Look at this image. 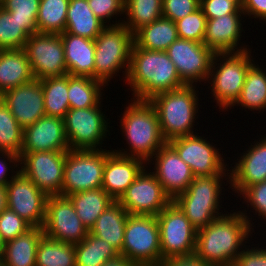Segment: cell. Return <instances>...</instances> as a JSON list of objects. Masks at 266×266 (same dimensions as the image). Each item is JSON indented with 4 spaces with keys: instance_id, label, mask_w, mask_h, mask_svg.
<instances>
[{
    "instance_id": "46",
    "label": "cell",
    "mask_w": 266,
    "mask_h": 266,
    "mask_svg": "<svg viewBox=\"0 0 266 266\" xmlns=\"http://www.w3.org/2000/svg\"><path fill=\"white\" fill-rule=\"evenodd\" d=\"M200 8L207 19L232 13H244L242 6L235 0H200Z\"/></svg>"
},
{
    "instance_id": "11",
    "label": "cell",
    "mask_w": 266,
    "mask_h": 266,
    "mask_svg": "<svg viewBox=\"0 0 266 266\" xmlns=\"http://www.w3.org/2000/svg\"><path fill=\"white\" fill-rule=\"evenodd\" d=\"M23 50L30 62L34 79L68 74L61 34L34 33L27 39Z\"/></svg>"
},
{
    "instance_id": "17",
    "label": "cell",
    "mask_w": 266,
    "mask_h": 266,
    "mask_svg": "<svg viewBox=\"0 0 266 266\" xmlns=\"http://www.w3.org/2000/svg\"><path fill=\"white\" fill-rule=\"evenodd\" d=\"M8 208L32 227H43L48 195L21 171L6 185Z\"/></svg>"
},
{
    "instance_id": "19",
    "label": "cell",
    "mask_w": 266,
    "mask_h": 266,
    "mask_svg": "<svg viewBox=\"0 0 266 266\" xmlns=\"http://www.w3.org/2000/svg\"><path fill=\"white\" fill-rule=\"evenodd\" d=\"M0 99L23 129L46 115L43 88L38 79L4 92Z\"/></svg>"
},
{
    "instance_id": "22",
    "label": "cell",
    "mask_w": 266,
    "mask_h": 266,
    "mask_svg": "<svg viewBox=\"0 0 266 266\" xmlns=\"http://www.w3.org/2000/svg\"><path fill=\"white\" fill-rule=\"evenodd\" d=\"M250 146L229 172L234 193L241 194L247 187L266 180V136Z\"/></svg>"
},
{
    "instance_id": "30",
    "label": "cell",
    "mask_w": 266,
    "mask_h": 266,
    "mask_svg": "<svg viewBox=\"0 0 266 266\" xmlns=\"http://www.w3.org/2000/svg\"><path fill=\"white\" fill-rule=\"evenodd\" d=\"M178 38L176 23L161 17L139 29L134 34V43L147 50L166 51Z\"/></svg>"
},
{
    "instance_id": "29",
    "label": "cell",
    "mask_w": 266,
    "mask_h": 266,
    "mask_svg": "<svg viewBox=\"0 0 266 266\" xmlns=\"http://www.w3.org/2000/svg\"><path fill=\"white\" fill-rule=\"evenodd\" d=\"M67 197L88 231L94 226L99 215L115 201L103 188L80 191Z\"/></svg>"
},
{
    "instance_id": "12",
    "label": "cell",
    "mask_w": 266,
    "mask_h": 266,
    "mask_svg": "<svg viewBox=\"0 0 266 266\" xmlns=\"http://www.w3.org/2000/svg\"><path fill=\"white\" fill-rule=\"evenodd\" d=\"M167 143L191 168L195 177L227 175L230 178L228 175L230 170L226 168L227 164L221 153L219 154V148L217 149L204 137L193 134L171 139Z\"/></svg>"
},
{
    "instance_id": "56",
    "label": "cell",
    "mask_w": 266,
    "mask_h": 266,
    "mask_svg": "<svg viewBox=\"0 0 266 266\" xmlns=\"http://www.w3.org/2000/svg\"><path fill=\"white\" fill-rule=\"evenodd\" d=\"M236 2H238L241 6L243 5L244 3V0H235Z\"/></svg>"
},
{
    "instance_id": "5",
    "label": "cell",
    "mask_w": 266,
    "mask_h": 266,
    "mask_svg": "<svg viewBox=\"0 0 266 266\" xmlns=\"http://www.w3.org/2000/svg\"><path fill=\"white\" fill-rule=\"evenodd\" d=\"M120 21L108 23L94 40V79L101 81L105 86L114 75L116 76L119 69L125 68V81L129 71L134 35Z\"/></svg>"
},
{
    "instance_id": "15",
    "label": "cell",
    "mask_w": 266,
    "mask_h": 266,
    "mask_svg": "<svg viewBox=\"0 0 266 266\" xmlns=\"http://www.w3.org/2000/svg\"><path fill=\"white\" fill-rule=\"evenodd\" d=\"M166 52L185 85L208 80L215 53L204 43L178 38Z\"/></svg>"
},
{
    "instance_id": "41",
    "label": "cell",
    "mask_w": 266,
    "mask_h": 266,
    "mask_svg": "<svg viewBox=\"0 0 266 266\" xmlns=\"http://www.w3.org/2000/svg\"><path fill=\"white\" fill-rule=\"evenodd\" d=\"M29 34L0 6V50L23 49Z\"/></svg>"
},
{
    "instance_id": "57",
    "label": "cell",
    "mask_w": 266,
    "mask_h": 266,
    "mask_svg": "<svg viewBox=\"0 0 266 266\" xmlns=\"http://www.w3.org/2000/svg\"><path fill=\"white\" fill-rule=\"evenodd\" d=\"M0 266H4V264H3V261H2V259H1V257H0Z\"/></svg>"
},
{
    "instance_id": "20",
    "label": "cell",
    "mask_w": 266,
    "mask_h": 266,
    "mask_svg": "<svg viewBox=\"0 0 266 266\" xmlns=\"http://www.w3.org/2000/svg\"><path fill=\"white\" fill-rule=\"evenodd\" d=\"M69 150L62 118L45 115L23 129L21 152Z\"/></svg>"
},
{
    "instance_id": "9",
    "label": "cell",
    "mask_w": 266,
    "mask_h": 266,
    "mask_svg": "<svg viewBox=\"0 0 266 266\" xmlns=\"http://www.w3.org/2000/svg\"><path fill=\"white\" fill-rule=\"evenodd\" d=\"M100 106L101 101L91 108L67 111L63 121L70 150H102L98 146L103 144L110 126Z\"/></svg>"
},
{
    "instance_id": "53",
    "label": "cell",
    "mask_w": 266,
    "mask_h": 266,
    "mask_svg": "<svg viewBox=\"0 0 266 266\" xmlns=\"http://www.w3.org/2000/svg\"><path fill=\"white\" fill-rule=\"evenodd\" d=\"M102 266H133L126 258L119 256L117 259L108 261Z\"/></svg>"
},
{
    "instance_id": "14",
    "label": "cell",
    "mask_w": 266,
    "mask_h": 266,
    "mask_svg": "<svg viewBox=\"0 0 266 266\" xmlns=\"http://www.w3.org/2000/svg\"><path fill=\"white\" fill-rule=\"evenodd\" d=\"M89 231L78 217L67 196L48 195L43 234L65 243L81 242Z\"/></svg>"
},
{
    "instance_id": "18",
    "label": "cell",
    "mask_w": 266,
    "mask_h": 266,
    "mask_svg": "<svg viewBox=\"0 0 266 266\" xmlns=\"http://www.w3.org/2000/svg\"><path fill=\"white\" fill-rule=\"evenodd\" d=\"M152 159L153 165L155 164L153 173L172 200L185 192L195 178L191 168L168 143L162 146Z\"/></svg>"
},
{
    "instance_id": "43",
    "label": "cell",
    "mask_w": 266,
    "mask_h": 266,
    "mask_svg": "<svg viewBox=\"0 0 266 266\" xmlns=\"http://www.w3.org/2000/svg\"><path fill=\"white\" fill-rule=\"evenodd\" d=\"M180 39L204 43L207 18L201 8L175 22Z\"/></svg>"
},
{
    "instance_id": "47",
    "label": "cell",
    "mask_w": 266,
    "mask_h": 266,
    "mask_svg": "<svg viewBox=\"0 0 266 266\" xmlns=\"http://www.w3.org/2000/svg\"><path fill=\"white\" fill-rule=\"evenodd\" d=\"M87 2L94 15L105 24L110 22L114 15L125 13V0H87Z\"/></svg>"
},
{
    "instance_id": "52",
    "label": "cell",
    "mask_w": 266,
    "mask_h": 266,
    "mask_svg": "<svg viewBox=\"0 0 266 266\" xmlns=\"http://www.w3.org/2000/svg\"><path fill=\"white\" fill-rule=\"evenodd\" d=\"M244 16L259 18L266 22V0H244L242 5Z\"/></svg>"
},
{
    "instance_id": "42",
    "label": "cell",
    "mask_w": 266,
    "mask_h": 266,
    "mask_svg": "<svg viewBox=\"0 0 266 266\" xmlns=\"http://www.w3.org/2000/svg\"><path fill=\"white\" fill-rule=\"evenodd\" d=\"M189 219L191 225L199 230L206 227L213 220L224 215L219 212L220 204L175 203ZM220 206V207H219ZM222 213V214H221Z\"/></svg>"
},
{
    "instance_id": "16",
    "label": "cell",
    "mask_w": 266,
    "mask_h": 266,
    "mask_svg": "<svg viewBox=\"0 0 266 266\" xmlns=\"http://www.w3.org/2000/svg\"><path fill=\"white\" fill-rule=\"evenodd\" d=\"M144 168L118 202L130 215L157 216L172 199L165 193L153 172Z\"/></svg>"
},
{
    "instance_id": "45",
    "label": "cell",
    "mask_w": 266,
    "mask_h": 266,
    "mask_svg": "<svg viewBox=\"0 0 266 266\" xmlns=\"http://www.w3.org/2000/svg\"><path fill=\"white\" fill-rule=\"evenodd\" d=\"M200 8V0H162L164 18L174 22L183 19Z\"/></svg>"
},
{
    "instance_id": "49",
    "label": "cell",
    "mask_w": 266,
    "mask_h": 266,
    "mask_svg": "<svg viewBox=\"0 0 266 266\" xmlns=\"http://www.w3.org/2000/svg\"><path fill=\"white\" fill-rule=\"evenodd\" d=\"M263 248L264 246L262 248L243 249L233 266H266V249Z\"/></svg>"
},
{
    "instance_id": "4",
    "label": "cell",
    "mask_w": 266,
    "mask_h": 266,
    "mask_svg": "<svg viewBox=\"0 0 266 266\" xmlns=\"http://www.w3.org/2000/svg\"><path fill=\"white\" fill-rule=\"evenodd\" d=\"M195 88V84L185 85L159 93L149 100L155 108L162 136L167 142L177 137L194 134L193 124L199 109Z\"/></svg>"
},
{
    "instance_id": "28",
    "label": "cell",
    "mask_w": 266,
    "mask_h": 266,
    "mask_svg": "<svg viewBox=\"0 0 266 266\" xmlns=\"http://www.w3.org/2000/svg\"><path fill=\"white\" fill-rule=\"evenodd\" d=\"M106 26L94 15L87 0H69L66 28L63 33H71L95 40Z\"/></svg>"
},
{
    "instance_id": "51",
    "label": "cell",
    "mask_w": 266,
    "mask_h": 266,
    "mask_svg": "<svg viewBox=\"0 0 266 266\" xmlns=\"http://www.w3.org/2000/svg\"><path fill=\"white\" fill-rule=\"evenodd\" d=\"M160 266H214L203 261L195 253L190 255L172 256L162 260Z\"/></svg>"
},
{
    "instance_id": "13",
    "label": "cell",
    "mask_w": 266,
    "mask_h": 266,
    "mask_svg": "<svg viewBox=\"0 0 266 266\" xmlns=\"http://www.w3.org/2000/svg\"><path fill=\"white\" fill-rule=\"evenodd\" d=\"M67 151L21 152L20 171L47 195H61Z\"/></svg>"
},
{
    "instance_id": "27",
    "label": "cell",
    "mask_w": 266,
    "mask_h": 266,
    "mask_svg": "<svg viewBox=\"0 0 266 266\" xmlns=\"http://www.w3.org/2000/svg\"><path fill=\"white\" fill-rule=\"evenodd\" d=\"M128 216L129 214L125 208L118 201H114L99 215L89 233L106 240L120 253Z\"/></svg>"
},
{
    "instance_id": "38",
    "label": "cell",
    "mask_w": 266,
    "mask_h": 266,
    "mask_svg": "<svg viewBox=\"0 0 266 266\" xmlns=\"http://www.w3.org/2000/svg\"><path fill=\"white\" fill-rule=\"evenodd\" d=\"M69 0H40L37 15L39 33L62 34L66 28Z\"/></svg>"
},
{
    "instance_id": "34",
    "label": "cell",
    "mask_w": 266,
    "mask_h": 266,
    "mask_svg": "<svg viewBox=\"0 0 266 266\" xmlns=\"http://www.w3.org/2000/svg\"><path fill=\"white\" fill-rule=\"evenodd\" d=\"M105 85L87 76H71L68 74V100L70 109L91 108L102 99ZM102 88V89H101Z\"/></svg>"
},
{
    "instance_id": "35",
    "label": "cell",
    "mask_w": 266,
    "mask_h": 266,
    "mask_svg": "<svg viewBox=\"0 0 266 266\" xmlns=\"http://www.w3.org/2000/svg\"><path fill=\"white\" fill-rule=\"evenodd\" d=\"M36 266H76L75 244L43 235L36 250Z\"/></svg>"
},
{
    "instance_id": "1",
    "label": "cell",
    "mask_w": 266,
    "mask_h": 266,
    "mask_svg": "<svg viewBox=\"0 0 266 266\" xmlns=\"http://www.w3.org/2000/svg\"><path fill=\"white\" fill-rule=\"evenodd\" d=\"M238 212L224 214L197 230L195 254L203 261L214 266H231L241 253V246L246 248L245 240L254 229L247 213Z\"/></svg>"
},
{
    "instance_id": "21",
    "label": "cell",
    "mask_w": 266,
    "mask_h": 266,
    "mask_svg": "<svg viewBox=\"0 0 266 266\" xmlns=\"http://www.w3.org/2000/svg\"><path fill=\"white\" fill-rule=\"evenodd\" d=\"M146 164L140 158L121 156L113 150L105 161L102 188L118 201Z\"/></svg>"
},
{
    "instance_id": "8",
    "label": "cell",
    "mask_w": 266,
    "mask_h": 266,
    "mask_svg": "<svg viewBox=\"0 0 266 266\" xmlns=\"http://www.w3.org/2000/svg\"><path fill=\"white\" fill-rule=\"evenodd\" d=\"M113 150H69L66 154L61 196L102 188L106 158Z\"/></svg>"
},
{
    "instance_id": "25",
    "label": "cell",
    "mask_w": 266,
    "mask_h": 266,
    "mask_svg": "<svg viewBox=\"0 0 266 266\" xmlns=\"http://www.w3.org/2000/svg\"><path fill=\"white\" fill-rule=\"evenodd\" d=\"M33 80L30 62L23 49L0 50V96Z\"/></svg>"
},
{
    "instance_id": "7",
    "label": "cell",
    "mask_w": 266,
    "mask_h": 266,
    "mask_svg": "<svg viewBox=\"0 0 266 266\" xmlns=\"http://www.w3.org/2000/svg\"><path fill=\"white\" fill-rule=\"evenodd\" d=\"M119 254L133 265L160 266L162 254L156 216L129 214Z\"/></svg>"
},
{
    "instance_id": "23",
    "label": "cell",
    "mask_w": 266,
    "mask_h": 266,
    "mask_svg": "<svg viewBox=\"0 0 266 266\" xmlns=\"http://www.w3.org/2000/svg\"><path fill=\"white\" fill-rule=\"evenodd\" d=\"M242 14L244 15V13H232L215 19H207L204 44L214 53L248 50L247 46H241L240 49L237 47L241 33L244 31L242 30Z\"/></svg>"
},
{
    "instance_id": "32",
    "label": "cell",
    "mask_w": 266,
    "mask_h": 266,
    "mask_svg": "<svg viewBox=\"0 0 266 266\" xmlns=\"http://www.w3.org/2000/svg\"><path fill=\"white\" fill-rule=\"evenodd\" d=\"M75 254L76 266H102L120 256L106 240L90 233L81 242L75 244Z\"/></svg>"
},
{
    "instance_id": "6",
    "label": "cell",
    "mask_w": 266,
    "mask_h": 266,
    "mask_svg": "<svg viewBox=\"0 0 266 266\" xmlns=\"http://www.w3.org/2000/svg\"><path fill=\"white\" fill-rule=\"evenodd\" d=\"M250 51L248 48L241 52L215 53L213 56L207 82L211 81L212 95L221 110L231 109L240 97L246 73L254 63ZM217 62H220L218 66Z\"/></svg>"
},
{
    "instance_id": "55",
    "label": "cell",
    "mask_w": 266,
    "mask_h": 266,
    "mask_svg": "<svg viewBox=\"0 0 266 266\" xmlns=\"http://www.w3.org/2000/svg\"><path fill=\"white\" fill-rule=\"evenodd\" d=\"M3 244H4V243L2 242L1 237H0V257H1V255H2Z\"/></svg>"
},
{
    "instance_id": "3",
    "label": "cell",
    "mask_w": 266,
    "mask_h": 266,
    "mask_svg": "<svg viewBox=\"0 0 266 266\" xmlns=\"http://www.w3.org/2000/svg\"><path fill=\"white\" fill-rule=\"evenodd\" d=\"M122 115L121 130L130 146L128 151H131L119 149L114 152L121 156L140 158L149 164L154 154L167 143L162 136L154 106L149 100L134 99Z\"/></svg>"
},
{
    "instance_id": "54",
    "label": "cell",
    "mask_w": 266,
    "mask_h": 266,
    "mask_svg": "<svg viewBox=\"0 0 266 266\" xmlns=\"http://www.w3.org/2000/svg\"><path fill=\"white\" fill-rule=\"evenodd\" d=\"M8 208L7 190L6 187L0 186V213Z\"/></svg>"
},
{
    "instance_id": "24",
    "label": "cell",
    "mask_w": 266,
    "mask_h": 266,
    "mask_svg": "<svg viewBox=\"0 0 266 266\" xmlns=\"http://www.w3.org/2000/svg\"><path fill=\"white\" fill-rule=\"evenodd\" d=\"M65 63L71 76H87L94 78L95 44L94 40L62 33Z\"/></svg>"
},
{
    "instance_id": "31",
    "label": "cell",
    "mask_w": 266,
    "mask_h": 266,
    "mask_svg": "<svg viewBox=\"0 0 266 266\" xmlns=\"http://www.w3.org/2000/svg\"><path fill=\"white\" fill-rule=\"evenodd\" d=\"M224 176L226 178V175L195 177L188 189L172 201L174 203L220 204L221 188H223L221 184Z\"/></svg>"
},
{
    "instance_id": "39",
    "label": "cell",
    "mask_w": 266,
    "mask_h": 266,
    "mask_svg": "<svg viewBox=\"0 0 266 266\" xmlns=\"http://www.w3.org/2000/svg\"><path fill=\"white\" fill-rule=\"evenodd\" d=\"M23 128L0 99V151L21 154Z\"/></svg>"
},
{
    "instance_id": "40",
    "label": "cell",
    "mask_w": 266,
    "mask_h": 266,
    "mask_svg": "<svg viewBox=\"0 0 266 266\" xmlns=\"http://www.w3.org/2000/svg\"><path fill=\"white\" fill-rule=\"evenodd\" d=\"M40 0H4L0 6L8 11L31 36L38 33L37 15Z\"/></svg>"
},
{
    "instance_id": "2",
    "label": "cell",
    "mask_w": 266,
    "mask_h": 266,
    "mask_svg": "<svg viewBox=\"0 0 266 266\" xmlns=\"http://www.w3.org/2000/svg\"><path fill=\"white\" fill-rule=\"evenodd\" d=\"M126 82L134 92L132 99L150 100L153 96L185 86L166 51L138 47L131 49Z\"/></svg>"
},
{
    "instance_id": "50",
    "label": "cell",
    "mask_w": 266,
    "mask_h": 266,
    "mask_svg": "<svg viewBox=\"0 0 266 266\" xmlns=\"http://www.w3.org/2000/svg\"><path fill=\"white\" fill-rule=\"evenodd\" d=\"M3 159H2V157ZM7 158V160H6ZM5 159V160H4ZM9 161V163L11 164H14V165H9L10 168H13V169H10L8 167V163L7 162ZM20 165V155H17L15 153H12V152H1L0 151V186H3V187H6V185L20 172V170L16 167H18ZM14 166V167H13ZM15 168L17 169V171L15 172ZM8 170H9V173H10V170L12 171L13 175L12 174V177H7V176H10L8 173ZM10 178V179H9Z\"/></svg>"
},
{
    "instance_id": "48",
    "label": "cell",
    "mask_w": 266,
    "mask_h": 266,
    "mask_svg": "<svg viewBox=\"0 0 266 266\" xmlns=\"http://www.w3.org/2000/svg\"><path fill=\"white\" fill-rule=\"evenodd\" d=\"M240 196L255 210V215L258 213L259 217L266 219V180L247 187Z\"/></svg>"
},
{
    "instance_id": "10",
    "label": "cell",
    "mask_w": 266,
    "mask_h": 266,
    "mask_svg": "<svg viewBox=\"0 0 266 266\" xmlns=\"http://www.w3.org/2000/svg\"><path fill=\"white\" fill-rule=\"evenodd\" d=\"M162 260L195 253L197 230L171 201L157 216Z\"/></svg>"
},
{
    "instance_id": "37",
    "label": "cell",
    "mask_w": 266,
    "mask_h": 266,
    "mask_svg": "<svg viewBox=\"0 0 266 266\" xmlns=\"http://www.w3.org/2000/svg\"><path fill=\"white\" fill-rule=\"evenodd\" d=\"M124 24L134 35L142 27L163 17L162 0H125Z\"/></svg>"
},
{
    "instance_id": "36",
    "label": "cell",
    "mask_w": 266,
    "mask_h": 266,
    "mask_svg": "<svg viewBox=\"0 0 266 266\" xmlns=\"http://www.w3.org/2000/svg\"><path fill=\"white\" fill-rule=\"evenodd\" d=\"M46 116L64 118L70 109L68 100V74L60 77H48L40 80Z\"/></svg>"
},
{
    "instance_id": "44",
    "label": "cell",
    "mask_w": 266,
    "mask_h": 266,
    "mask_svg": "<svg viewBox=\"0 0 266 266\" xmlns=\"http://www.w3.org/2000/svg\"><path fill=\"white\" fill-rule=\"evenodd\" d=\"M32 226L11 209L0 213V237L3 243L26 233Z\"/></svg>"
},
{
    "instance_id": "33",
    "label": "cell",
    "mask_w": 266,
    "mask_h": 266,
    "mask_svg": "<svg viewBox=\"0 0 266 266\" xmlns=\"http://www.w3.org/2000/svg\"><path fill=\"white\" fill-rule=\"evenodd\" d=\"M236 104L251 111L266 109V72L259 65L253 63L249 67L240 97L231 107Z\"/></svg>"
},
{
    "instance_id": "26",
    "label": "cell",
    "mask_w": 266,
    "mask_h": 266,
    "mask_svg": "<svg viewBox=\"0 0 266 266\" xmlns=\"http://www.w3.org/2000/svg\"><path fill=\"white\" fill-rule=\"evenodd\" d=\"M43 235V227H32L5 242L1 255L4 266H36V250Z\"/></svg>"
}]
</instances>
